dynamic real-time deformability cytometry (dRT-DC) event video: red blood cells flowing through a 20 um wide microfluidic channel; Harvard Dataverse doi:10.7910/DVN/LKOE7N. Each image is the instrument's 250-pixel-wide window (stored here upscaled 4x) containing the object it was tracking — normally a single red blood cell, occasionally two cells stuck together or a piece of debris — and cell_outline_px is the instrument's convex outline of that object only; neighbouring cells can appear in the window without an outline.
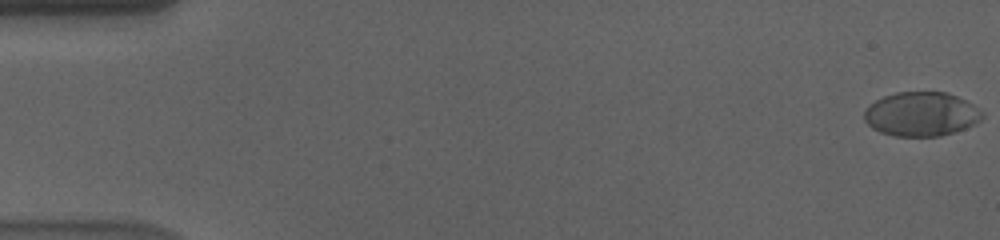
{"species": "human", "species_latin": "Homo sapiens", "temperature_condition": "cold", "stored_images_in_passage": 29, "camera_frame_rate_fps": 3000, "um_per_image_px": 0.085, "donor": {"sex": "male"}, "frame": {"image": 1, "passage_image": 1, "time_ms": 0.0, "image_size_px": [1000, 240], "cell_outline_px": [[984, 116], [976, 124], [940, 136], [896, 136], [880, 132], [872, 128], [864, 120], [864, 112], [876, 100], [884, 96], [896, 92], [948, 92], [972, 104], [984, 112]], "centroid_in_image_um": [78.32, 9.7], "position_along_channel_um": 6.7, "area_um2": 30.23}}
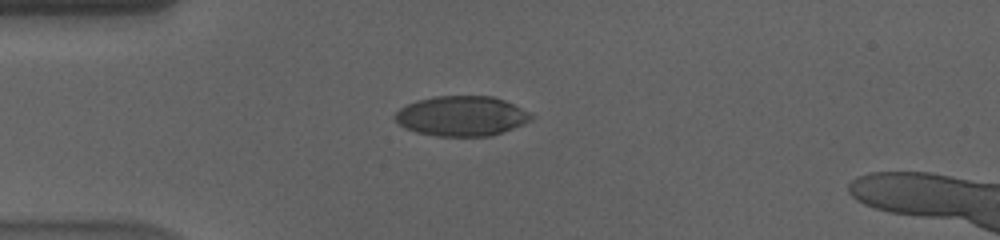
{"frame": {"image": 2, "passage_image": 16, "time_ms": 5.0, "image_size_px": [1000, 240], "cell_outline_px": [[532, 120], [524, 124], [492, 136], [436, 136], [416, 132], [404, 128], [392, 116], [400, 108], [416, 100], [436, 96], [492, 96], [504, 100], [528, 112], [532, 116]], "centroid_in_image_um": [39.21, 9.87], "position_along_channel_um": 45.8, "area_um2": 31.67}}
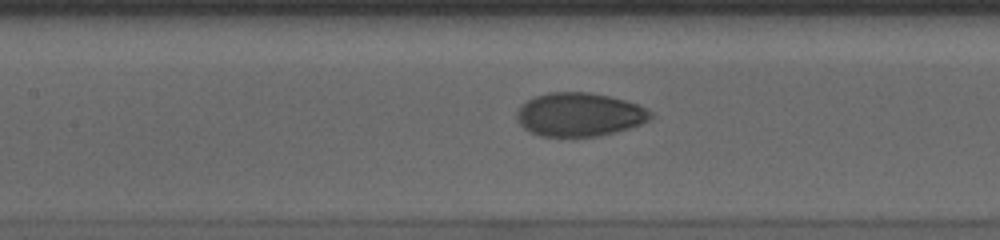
{"frame": {"image": 3, "passage_image": 27, "time_ms": 8.667, "image_size_px": [1000, 240], "cell_outline_px": [[652, 116], [648, 120], [640, 124], [616, 132], [596, 136], [540, 136], [524, 128], [516, 120], [516, 112], [520, 104], [536, 96], [548, 92], [588, 92], [608, 96], [640, 104], [652, 112]], "centroid_in_image_um": [49.23, 9.73], "position_along_channel_um": 158.2, "area_um2": 33.99}}